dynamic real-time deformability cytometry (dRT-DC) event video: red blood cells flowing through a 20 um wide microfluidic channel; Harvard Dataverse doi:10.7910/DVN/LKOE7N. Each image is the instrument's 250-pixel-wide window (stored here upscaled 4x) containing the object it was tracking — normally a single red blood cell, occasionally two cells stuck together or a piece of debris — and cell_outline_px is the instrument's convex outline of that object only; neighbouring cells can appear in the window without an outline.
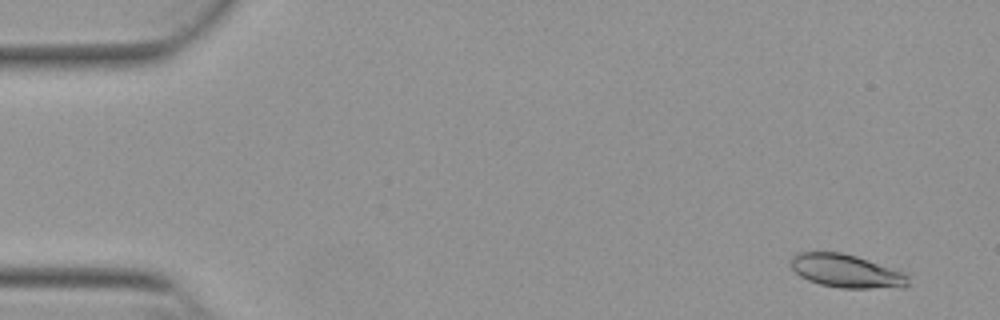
{"species": "Egyptian fruit bat (a non-hibernating species)", "species_latin": "Rousettus aegyptiacus", "temperature_condition": "warm", "stored_images_in_passage": 54, "camera_frame_rate_fps": 3000, "um_per_image_px": 0.085, "animal": {"sex": "female"}, "frame": {"image": 1, "passage_image": 4, "time_ms": 1.0, "image_size_px": [1000, 320], "cell_outline_px": [[908, 284], [904, 288], [840, 288], [820, 284], [808, 280], [800, 276], [792, 268], [792, 256], [800, 252], [840, 252], [856, 256], [904, 272], [908, 276]], "centroid_in_image_um": [71.96, 23.05], "position_along_channel_um": 13.0, "area_um2": 22.66}}
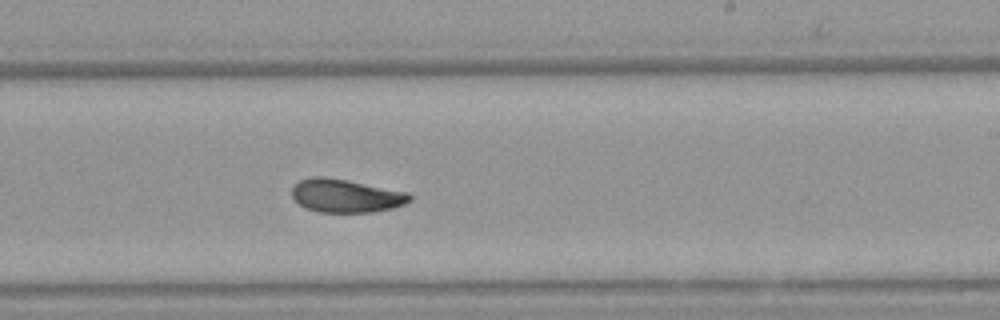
{"frame": {"image": 2, "passage_image": 33, "time_ms": 10.667, "image_size_px": [1000, 320], "cell_outline_px": [[412, 200], [404, 204], [392, 208], [372, 212], [316, 212], [300, 204], [292, 196], [292, 188], [300, 180], [316, 176], [324, 176], [408, 192], [412, 196]], "centroid_in_image_um": [29.41, 16.64], "position_along_channel_um": 259.6, "area_um2": 22.6}}
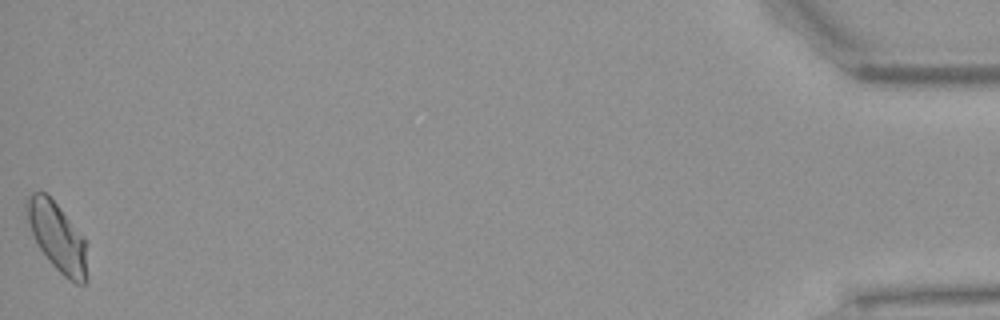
{"frame": {"image": 3, "passage_image": 54, "time_ms": 17.667, "image_size_px": [1000, 320], "cell_outline_px": [[88, 280], [84, 284], [76, 284], [64, 276], [48, 260], [40, 248], [28, 224], [24, 212], [24, 204], [28, 196], [32, 192], [44, 192], [60, 208], [84, 236]], "centroid_in_image_um": [4.86, 20.14], "position_along_channel_um": 430.3, "area_um2": 24.16}, "authors_computed_cell_mechanics": {"area_um2": 22.8888, "velocity_mm_per_s": 3.8356, "shape_relaxation_time_tau1_ms": 5.0571, "shape_relaxation_time_tau2_ms": 2.3359, "deformation_change_tau1": 0.1493, "deformation_change_tau2": 0.0627}}